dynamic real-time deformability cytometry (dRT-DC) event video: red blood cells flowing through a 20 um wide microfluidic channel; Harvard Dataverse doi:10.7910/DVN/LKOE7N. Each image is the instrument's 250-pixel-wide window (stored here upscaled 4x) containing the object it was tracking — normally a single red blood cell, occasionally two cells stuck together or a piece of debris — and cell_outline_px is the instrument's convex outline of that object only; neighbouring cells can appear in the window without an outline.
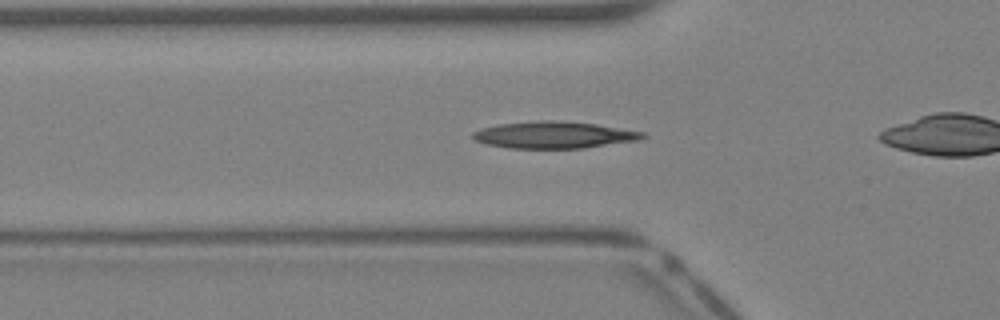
{"species": "Egyptian fruit bat (a non-hibernating species)", "species_latin": "Rousettus aegyptiacus", "temperature_condition": "warm", "stored_images_in_passage": 32, "camera_frame_rate_fps": 3000, "um_per_image_px": 0.085, "animal": {"sex": "female"}, "frame": {"image": 1, "passage_image": 5, "time_ms": 1.333, "image_size_px": [1000, 320], "cell_outline_px": [[648, 136], [640, 140], [584, 148], [508, 148], [484, 144], [476, 140], [472, 136], [472, 132], [480, 128], [500, 124], [544, 120], [552, 120], [596, 124], [648, 132]], "centroid_in_image_um": [47.14, 11.47], "position_along_channel_um": 78.7, "area_um2": 26.7}}
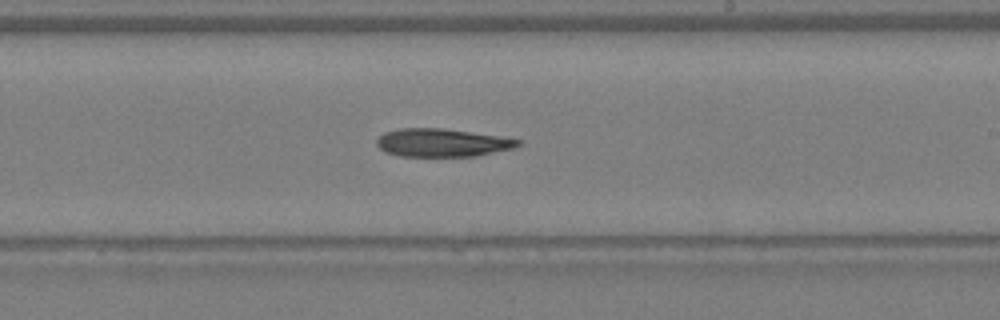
{"frame": {"image": 2, "passage_image": 15, "time_ms": 4.667, "image_size_px": [1000, 320], "cell_outline_px": [[524, 144], [512, 148], [476, 156], [400, 156], [384, 152], [376, 144], [376, 140], [384, 132], [400, 128], [440, 128], [504, 136], [524, 140]], "centroid_in_image_um": [37.62, 12.12], "position_along_channel_um": 251.4, "area_um2": 23.35}}
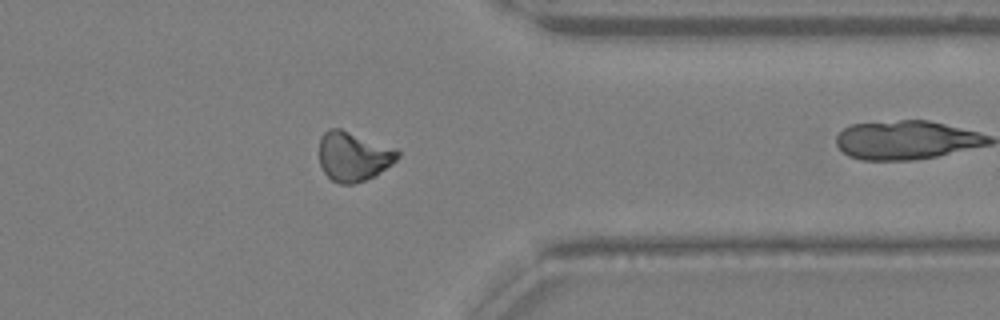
{"frame": {"image": 3, "passage_image": 23, "time_ms": 7.333, "image_size_px": [1000, 320], "cell_outline_px": [[400, 156], [392, 164], [376, 176], [352, 184], [340, 184], [332, 180], [324, 172], [320, 164], [320, 136], [328, 128], [340, 128], [400, 148]], "centroid_in_image_um": [30.09, 13.27], "position_along_channel_um": 381.3, "area_um2": 23.06}}